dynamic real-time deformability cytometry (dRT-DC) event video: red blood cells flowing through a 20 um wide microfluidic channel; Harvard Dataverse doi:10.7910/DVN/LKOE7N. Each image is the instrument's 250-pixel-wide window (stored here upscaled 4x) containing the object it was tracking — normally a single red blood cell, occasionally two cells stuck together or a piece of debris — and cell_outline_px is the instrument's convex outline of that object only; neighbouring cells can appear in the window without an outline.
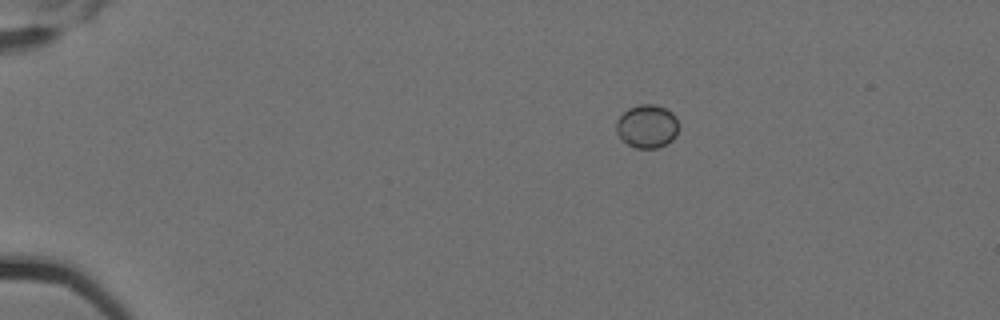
{"species": "Egyptian fruit bat (a non-hibernating species)", "species_latin": "Rousettus aegyptiacus", "temperature_condition": "cold", "stored_images_in_passage": 3, "camera_frame_rate_fps": 3000, "um_per_image_px": 0.085, "animal": {"sex": "female"}, "frame": {"image": 1, "passage_image": 1, "time_ms": 0.0, "image_size_px": [1000, 320], "cell_outline_px": [[676, 136], [672, 140], [656, 148], [636, 148], [628, 144], [616, 132], [616, 120], [628, 108], [640, 104], [656, 104], [672, 112], [676, 116]], "centroid_in_image_um": [54.98, 10.72], "position_along_channel_um": 30.0, "area_um2": 15.55}}